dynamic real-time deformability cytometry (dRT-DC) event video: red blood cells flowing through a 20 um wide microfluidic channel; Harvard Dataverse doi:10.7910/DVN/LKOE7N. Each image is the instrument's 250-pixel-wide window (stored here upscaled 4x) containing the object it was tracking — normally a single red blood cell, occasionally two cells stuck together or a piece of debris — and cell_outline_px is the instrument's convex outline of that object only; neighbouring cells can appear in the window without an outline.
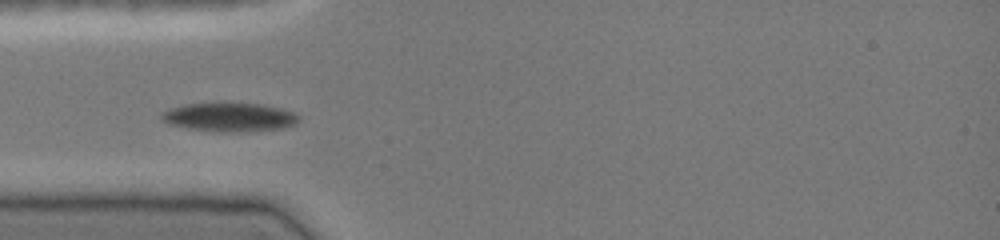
{"species": "common noctule bat (a hibernating species)", "species_latin": "Nyctalus noctula", "temperature_condition": "cold", "stored_images_in_passage": 20, "camera_frame_rate_fps": 3000, "um_per_image_px": 0.085, "animal": {"sex": "female", "body_mass_g": 19.0, "forearm_length_mm": 51.5}, "frame": {"image": 1, "passage_image": 7, "time_ms": 2.0, "image_size_px": [1000, 240], "cell_outline_px": [[300, 120], [296, 124], [284, 128], [220, 132], [188, 128], [168, 124], [160, 120], [160, 112], [168, 108], [184, 104], [220, 100], [260, 104], [280, 108], [292, 112], [300, 116]], "centroid_in_image_um": [19.42, 9.9], "position_along_channel_um": 65.6, "area_um2": 23.81}}
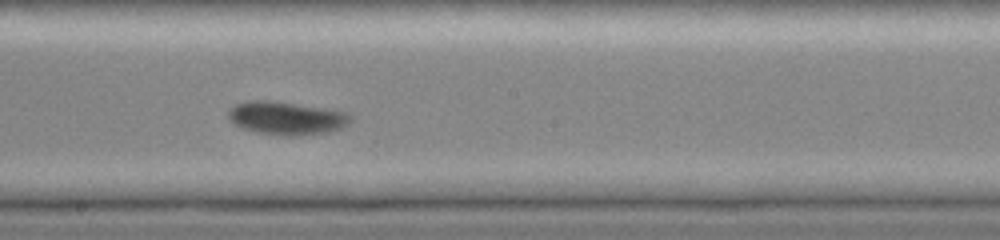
{"frame": {"image": 2, "passage_image": 16, "time_ms": 5.0, "image_size_px": [1000, 240], "cell_outline_px": [[352, 120], [348, 124], [340, 128], [328, 132], [256, 132], [244, 128], [228, 120], [228, 112], [236, 104], [248, 100], [268, 100], [324, 108], [344, 112], [352, 116]], "centroid_in_image_um": [24.32, 9.97], "position_along_channel_um": 223.9, "area_um2": 22.25}}
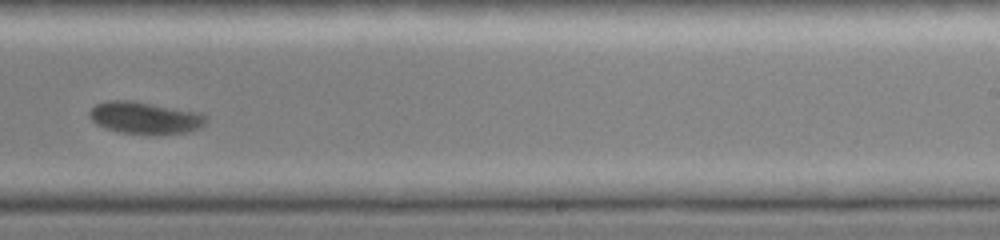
{"frame": {"image": 3, "passage_image": 19, "time_ms": 6.0, "image_size_px": [1000, 240], "cell_outline_px": [[208, 120], [200, 128], [188, 132], [120, 132], [96, 124], [88, 116], [88, 112], [96, 104], [108, 100], [136, 100], [200, 112], [208, 116]], "centroid_in_image_um": [12.34, 9.96], "position_along_channel_um": 276.7, "area_um2": 21.5}}